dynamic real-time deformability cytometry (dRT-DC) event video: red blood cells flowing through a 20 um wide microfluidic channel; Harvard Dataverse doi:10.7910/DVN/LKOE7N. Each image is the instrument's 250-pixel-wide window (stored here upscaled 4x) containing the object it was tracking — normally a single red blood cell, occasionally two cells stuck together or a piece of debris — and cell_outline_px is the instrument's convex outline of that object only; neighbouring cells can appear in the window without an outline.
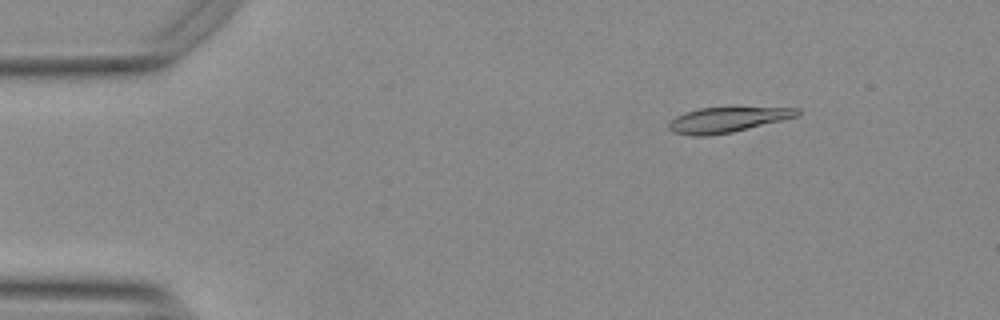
{"species": "Egyptian fruit bat (a non-hibernating species)", "species_latin": "Rousettus aegyptiacus", "temperature_condition": "warm", "stored_images_in_passage": 53, "camera_frame_rate_fps": 3000, "um_per_image_px": 0.085, "animal": {"sex": "female"}, "frame": {"image": 1, "passage_image": 6, "time_ms": 1.667, "image_size_px": [1000, 320], "cell_outline_px": [[800, 112], [796, 116], [732, 132], [708, 136], [692, 136], [672, 132], [668, 128], [668, 124], [676, 116], [684, 112], [700, 108], [800, 108]], "centroid_in_image_um": [61.73, 10.19], "position_along_channel_um": 23.3, "area_um2": 18.44}}
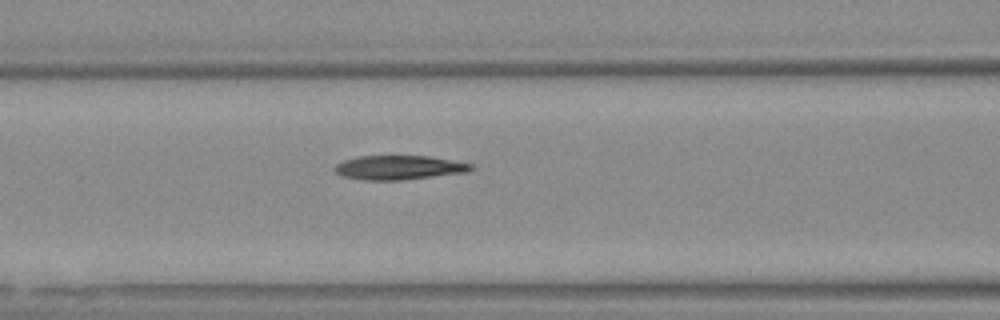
{"frame": {"image": 2, "passage_image": 21, "time_ms": 6.667, "image_size_px": [1000, 320], "cell_outline_px": [[476, 168], [468, 172], [400, 180], [368, 180], [344, 176], [336, 172], [332, 168], [336, 164], [344, 160], [356, 156], [428, 156], [472, 164]], "centroid_in_image_um": [33.91, 14.23], "position_along_channel_um": 132.7, "area_um2": 19.07}}
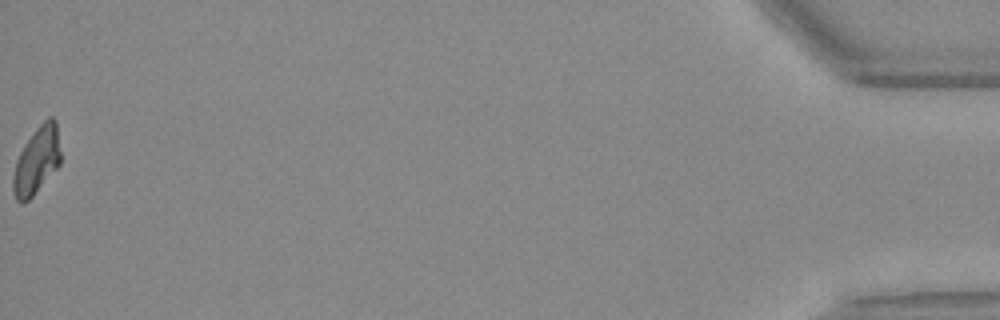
{"frame": {"image": 3, "passage_image": 53, "time_ms": 17.333, "image_size_px": [1000, 320], "cell_outline_px": [[60, 164], [32, 196], [28, 200], [20, 204], [16, 200], [12, 192], [12, 176], [16, 160], [24, 144], [36, 128], [48, 116], [52, 116], [56, 120], [60, 152]], "centroid_in_image_um": [3.09, 13.64], "position_along_channel_um": 432.1, "area_um2": 18.61}, "authors_computed_cell_mechanics": {"area_um2": 19.3052, "velocity_mm_per_s": 3.7597, "shape_relaxation_time_tau1_ms": 8.764, "shape_relaxation_time_tau2_ms": 6.4088, "deformation_change_tau1": 0.2294, "deformation_change_tau2": 0.1218}}